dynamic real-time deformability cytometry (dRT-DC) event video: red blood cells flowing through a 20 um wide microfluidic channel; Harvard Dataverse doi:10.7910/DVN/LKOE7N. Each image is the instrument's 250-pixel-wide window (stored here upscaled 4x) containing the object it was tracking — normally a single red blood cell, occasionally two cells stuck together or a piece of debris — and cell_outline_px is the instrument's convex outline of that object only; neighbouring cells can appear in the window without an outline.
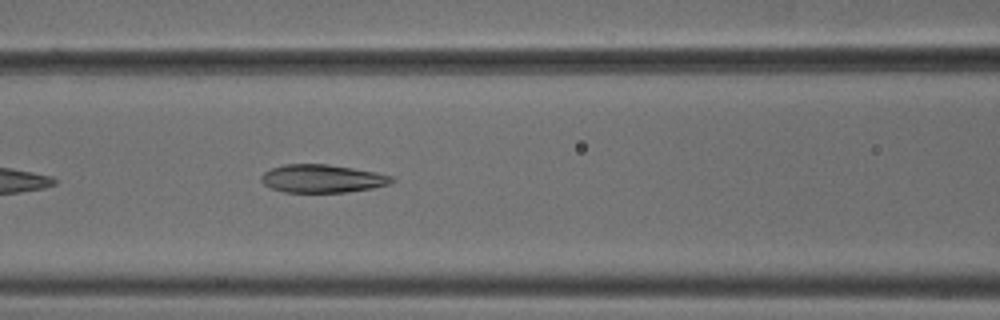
{"species": "common noctule bat (a hibernating species)", "species_latin": "Nyctalus noctula", "temperature_condition": "cold", "stored_images_in_passage": 35, "camera_frame_rate_fps": 3000, "um_per_image_px": 0.085, "animal": {"sex": "male", "body_mass_g": 18.8}, "frame": {"image": 1, "passage_image": 8, "time_ms": 2.333, "image_size_px": [1000, 320], "cell_outline_px": [[396, 180], [388, 184], [372, 188], [348, 192], [284, 192], [272, 188], [264, 184], [260, 180], [260, 176], [264, 172], [272, 168], [284, 164], [324, 164], [352, 168], [376, 172], [392, 176]], "centroid_in_image_um": [27.38, 15.18], "position_along_channel_um": 139.2, "area_um2": 21.27}}
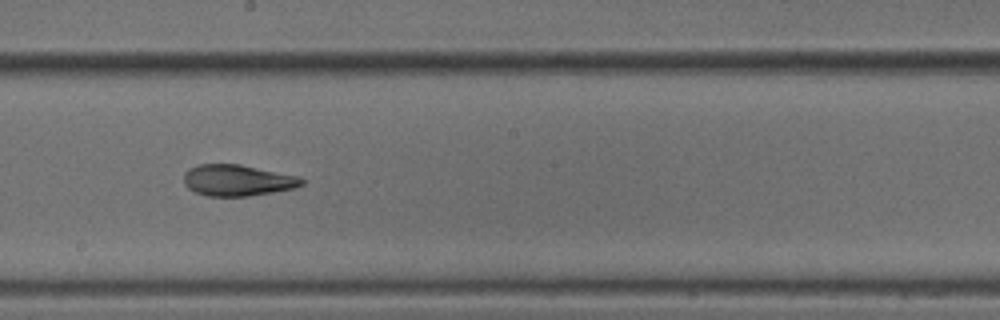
{"frame": {"image": 2, "passage_image": 15, "time_ms": 4.667, "image_size_px": [1000, 320], "cell_outline_px": [[304, 184], [296, 188], [248, 196], [208, 196], [196, 192], [188, 188], [184, 184], [184, 172], [196, 164], [240, 164], [300, 176], [304, 180]], "centroid_in_image_um": [20.2, 15.32], "position_along_channel_um": 228.0, "area_um2": 21.62}}
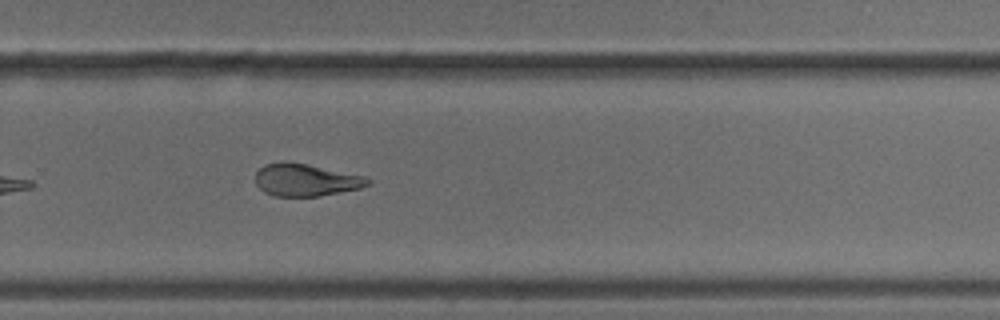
{"frame": {"image": 3, "passage_image": 21, "time_ms": 6.667, "image_size_px": [1000, 320], "cell_outline_px": [[372, 184], [360, 188], [320, 196], [276, 196], [264, 192], [256, 184], [256, 172], [264, 164], [284, 160], [308, 164], [364, 176], [372, 180]], "centroid_in_image_um": [25.99, 15.28], "position_along_channel_um": 303.8, "area_um2": 21.33}, "authors_computed_cell_mechanics": {"area_um2": 21.964, "velocity_mm_per_s": 3.8045, "shape_relaxation_time_tau1_ms": 8.6914, "shape_relaxation_time_tau2_ms": 3.0681, "deformation_change_tau1": 0.1987, "deformation_change_tau2": 0.0938}}